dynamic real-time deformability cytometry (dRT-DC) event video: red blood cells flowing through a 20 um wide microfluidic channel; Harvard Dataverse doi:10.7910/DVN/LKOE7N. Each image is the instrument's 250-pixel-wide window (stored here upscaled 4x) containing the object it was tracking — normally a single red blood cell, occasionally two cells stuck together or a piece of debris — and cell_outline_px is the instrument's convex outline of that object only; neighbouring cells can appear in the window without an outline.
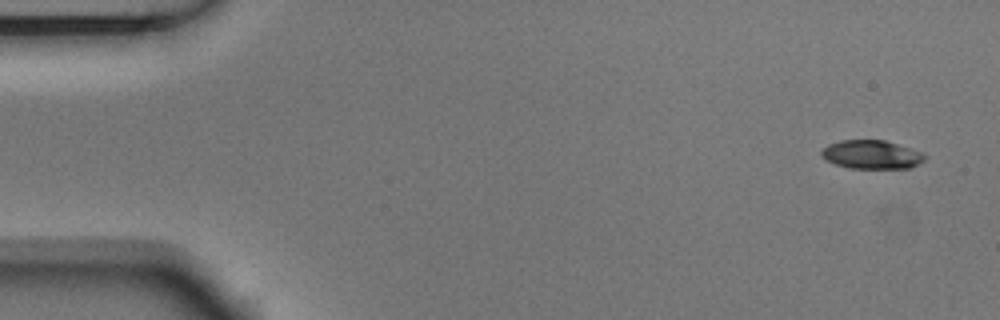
{"species": "Egyptian fruit bat (a non-hibernating species)", "species_latin": "Rousettus aegyptiacus", "temperature_condition": "room temperature", "stored_images_in_passage": 6, "camera_frame_rate_fps": 3000, "um_per_image_px": 0.085, "animal": {"sex": "male"}, "frame": {"image": 1, "passage_image": 1, "time_ms": 0.0, "image_size_px": [1000, 320], "cell_outline_px": [[928, 156], [924, 160], [908, 168], [848, 168], [824, 160], [820, 156], [820, 152], [828, 144], [840, 140], [884, 140], [920, 152]], "centroid_in_image_um": [74.02, 13.14], "position_along_channel_um": 11.0, "area_um2": 17.11}}
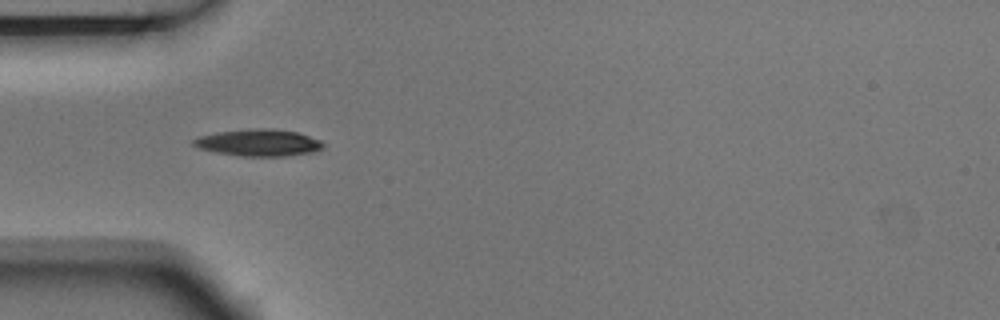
{"frame": {"image": 2, "passage_image": 5, "time_ms": 1.333, "image_size_px": [1000, 320], "cell_outline_px": [[324, 148], [316, 152], [284, 156], [244, 156], [216, 152], [200, 148], [192, 144], [192, 140], [200, 136], [216, 132], [252, 128], [272, 128], [296, 132], [320, 140], [324, 144]], "centroid_in_image_um": [22.01, 12.12], "position_along_channel_um": 63.0, "area_um2": 20.29}}
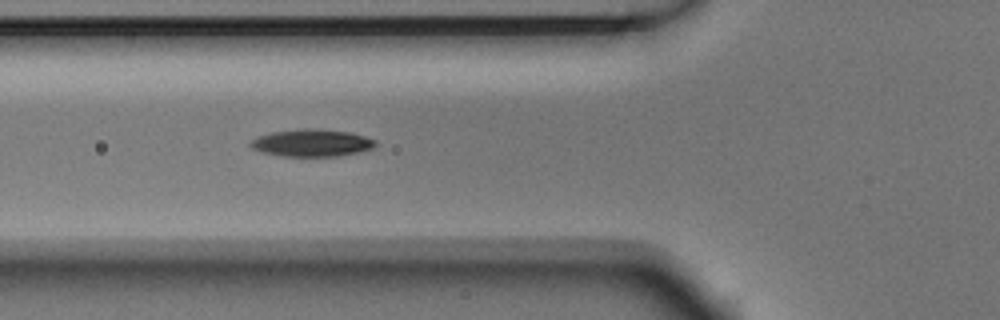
{"frame": {"image": 3, "passage_image": 6, "time_ms": 1.667, "image_size_px": [1000, 320], "cell_outline_px": [[376, 144], [372, 148], [340, 156], [284, 156], [264, 152], [252, 148], [248, 144], [256, 136], [272, 132], [300, 128], [312, 128], [352, 132], [376, 140]], "centroid_in_image_um": [26.49, 12.13], "position_along_channel_um": 99.3, "area_um2": 19.83}}